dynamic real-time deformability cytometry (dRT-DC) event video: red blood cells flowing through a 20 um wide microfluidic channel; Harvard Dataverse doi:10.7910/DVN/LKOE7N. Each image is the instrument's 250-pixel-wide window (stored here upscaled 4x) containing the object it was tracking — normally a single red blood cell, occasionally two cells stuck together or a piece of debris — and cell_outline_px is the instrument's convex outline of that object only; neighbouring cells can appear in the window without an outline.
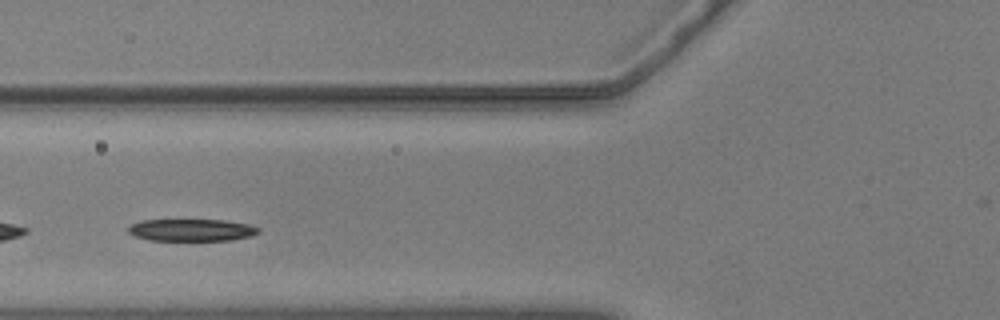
{"species": "common noctule bat (a hibernating species)", "species_latin": "Nyctalus noctula", "temperature_condition": "warm", "stored_images_in_passage": 38, "camera_frame_rate_fps": 3000, "um_per_image_px": 0.085, "animal": {"sex": "male", "body_mass_g": 20.5, "forearm_length_mm": 52.5}, "frame": {"image": 1, "passage_image": 11, "time_ms": 3.333, "image_size_px": [1000, 320], "cell_outline_px": [[260, 232], [252, 236], [232, 240], [148, 240], [136, 236], [128, 232], [128, 228], [132, 224], [144, 220], [224, 220], [248, 224], [260, 228]], "centroid_in_image_um": [16.33, 19.55], "position_along_channel_um": 109.5, "area_um2": 16.7}}
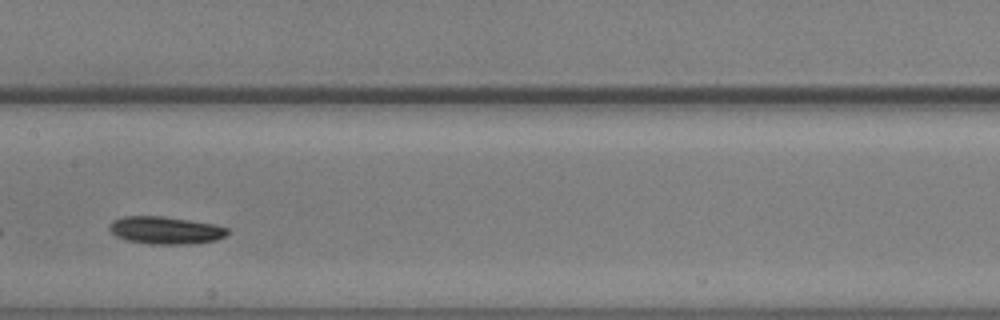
{"frame": {"image": 2, "passage_image": 18, "time_ms": 5.667, "image_size_px": [1000, 320], "cell_outline_px": [[228, 232], [224, 236], [216, 240], [188, 244], [148, 244], [124, 240], [116, 236], [108, 228], [108, 224], [112, 220], [124, 216], [160, 216], [216, 224], [228, 228]], "centroid_in_image_um": [14.02, 19.57], "position_along_channel_um": 193.4, "area_um2": 19.02}}
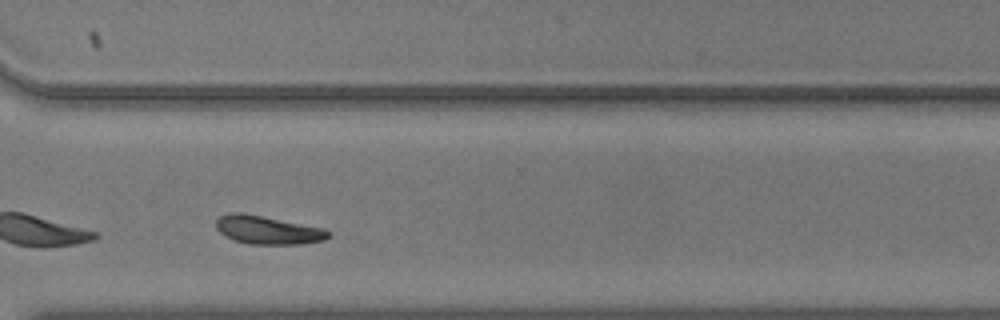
{"frame": {"image": 3, "passage_image": 31, "time_ms": 10.0, "image_size_px": [1000, 320], "cell_outline_px": [[332, 236], [324, 240], [300, 244], [248, 244], [224, 236], [216, 228], [216, 220], [220, 216], [228, 212], [240, 212], [324, 228]], "centroid_in_image_um": [22.73, 19.55], "position_along_channel_um": 347.9, "area_um2": 18.44}, "authors_computed_cell_mechanics": {"area_um2": 18.4382, "velocity_mm_per_s": 3.5792, "shape_relaxation_time_tau1_ms": 1.6294, "shape_relaxation_time_tau2_ms": null, "deformation_change_tau1": 0.1212, "deformation_change_tau2": null}}